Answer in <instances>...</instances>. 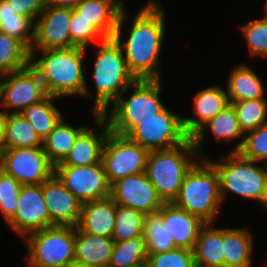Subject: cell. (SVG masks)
Wrapping results in <instances>:
<instances>
[{
    "label": "cell",
    "mask_w": 267,
    "mask_h": 267,
    "mask_svg": "<svg viewBox=\"0 0 267 267\" xmlns=\"http://www.w3.org/2000/svg\"><path fill=\"white\" fill-rule=\"evenodd\" d=\"M121 12L113 38L121 46L129 71L136 79H161L160 56L165 38V11L158 0H147L133 16L126 38L123 26L130 16ZM123 38L125 40H123Z\"/></svg>",
    "instance_id": "cell-1"
},
{
    "label": "cell",
    "mask_w": 267,
    "mask_h": 267,
    "mask_svg": "<svg viewBox=\"0 0 267 267\" xmlns=\"http://www.w3.org/2000/svg\"><path fill=\"white\" fill-rule=\"evenodd\" d=\"M86 48L31 50L30 66L38 73L47 95L57 98L82 96L85 80ZM41 55L40 59L35 54Z\"/></svg>",
    "instance_id": "cell-2"
},
{
    "label": "cell",
    "mask_w": 267,
    "mask_h": 267,
    "mask_svg": "<svg viewBox=\"0 0 267 267\" xmlns=\"http://www.w3.org/2000/svg\"><path fill=\"white\" fill-rule=\"evenodd\" d=\"M94 55L92 76L96 93L94 95L86 85L83 97H95L91 107L95 119L137 79L129 71L122 48L114 38L101 42Z\"/></svg>",
    "instance_id": "cell-3"
},
{
    "label": "cell",
    "mask_w": 267,
    "mask_h": 267,
    "mask_svg": "<svg viewBox=\"0 0 267 267\" xmlns=\"http://www.w3.org/2000/svg\"><path fill=\"white\" fill-rule=\"evenodd\" d=\"M162 83V79H137L132 83L101 115L110 131L125 136L136 123L160 112L165 107L160 98ZM128 89L132 93L125 99Z\"/></svg>",
    "instance_id": "cell-4"
},
{
    "label": "cell",
    "mask_w": 267,
    "mask_h": 267,
    "mask_svg": "<svg viewBox=\"0 0 267 267\" xmlns=\"http://www.w3.org/2000/svg\"><path fill=\"white\" fill-rule=\"evenodd\" d=\"M173 203L197 215L205 223L217 222L216 217L223 205L220 178L217 169L207 158H200L188 171Z\"/></svg>",
    "instance_id": "cell-5"
},
{
    "label": "cell",
    "mask_w": 267,
    "mask_h": 267,
    "mask_svg": "<svg viewBox=\"0 0 267 267\" xmlns=\"http://www.w3.org/2000/svg\"><path fill=\"white\" fill-rule=\"evenodd\" d=\"M199 159L191 138L174 148L149 151L145 173L164 203L177 198L185 175Z\"/></svg>",
    "instance_id": "cell-6"
},
{
    "label": "cell",
    "mask_w": 267,
    "mask_h": 267,
    "mask_svg": "<svg viewBox=\"0 0 267 267\" xmlns=\"http://www.w3.org/2000/svg\"><path fill=\"white\" fill-rule=\"evenodd\" d=\"M207 159L218 171L223 203L227 192H230L263 204L267 186V169L264 163L249 160L239 152H228L217 161Z\"/></svg>",
    "instance_id": "cell-7"
},
{
    "label": "cell",
    "mask_w": 267,
    "mask_h": 267,
    "mask_svg": "<svg viewBox=\"0 0 267 267\" xmlns=\"http://www.w3.org/2000/svg\"><path fill=\"white\" fill-rule=\"evenodd\" d=\"M27 267H67L75 256V226L54 225L23 237Z\"/></svg>",
    "instance_id": "cell-8"
},
{
    "label": "cell",
    "mask_w": 267,
    "mask_h": 267,
    "mask_svg": "<svg viewBox=\"0 0 267 267\" xmlns=\"http://www.w3.org/2000/svg\"><path fill=\"white\" fill-rule=\"evenodd\" d=\"M183 117L164 107L154 117L136 123L125 137L148 151L174 148L190 138L185 132Z\"/></svg>",
    "instance_id": "cell-9"
},
{
    "label": "cell",
    "mask_w": 267,
    "mask_h": 267,
    "mask_svg": "<svg viewBox=\"0 0 267 267\" xmlns=\"http://www.w3.org/2000/svg\"><path fill=\"white\" fill-rule=\"evenodd\" d=\"M149 151L128 137L109 132L102 151V164L110 185L146 171Z\"/></svg>",
    "instance_id": "cell-10"
},
{
    "label": "cell",
    "mask_w": 267,
    "mask_h": 267,
    "mask_svg": "<svg viewBox=\"0 0 267 267\" xmlns=\"http://www.w3.org/2000/svg\"><path fill=\"white\" fill-rule=\"evenodd\" d=\"M0 169L21 185H39L54 174V165L43 147L3 149Z\"/></svg>",
    "instance_id": "cell-11"
},
{
    "label": "cell",
    "mask_w": 267,
    "mask_h": 267,
    "mask_svg": "<svg viewBox=\"0 0 267 267\" xmlns=\"http://www.w3.org/2000/svg\"><path fill=\"white\" fill-rule=\"evenodd\" d=\"M46 96L38 73L30 65L0 76V108H5L9 114H19Z\"/></svg>",
    "instance_id": "cell-12"
},
{
    "label": "cell",
    "mask_w": 267,
    "mask_h": 267,
    "mask_svg": "<svg viewBox=\"0 0 267 267\" xmlns=\"http://www.w3.org/2000/svg\"><path fill=\"white\" fill-rule=\"evenodd\" d=\"M54 174L82 204L110 197L111 185L102 162L89 166L55 165Z\"/></svg>",
    "instance_id": "cell-13"
},
{
    "label": "cell",
    "mask_w": 267,
    "mask_h": 267,
    "mask_svg": "<svg viewBox=\"0 0 267 267\" xmlns=\"http://www.w3.org/2000/svg\"><path fill=\"white\" fill-rule=\"evenodd\" d=\"M20 237L55 224L50 220L42 184L22 185L14 215L5 223Z\"/></svg>",
    "instance_id": "cell-14"
},
{
    "label": "cell",
    "mask_w": 267,
    "mask_h": 267,
    "mask_svg": "<svg viewBox=\"0 0 267 267\" xmlns=\"http://www.w3.org/2000/svg\"><path fill=\"white\" fill-rule=\"evenodd\" d=\"M71 14L70 7L46 6L34 23V39L30 50L75 47L69 30Z\"/></svg>",
    "instance_id": "cell-15"
},
{
    "label": "cell",
    "mask_w": 267,
    "mask_h": 267,
    "mask_svg": "<svg viewBox=\"0 0 267 267\" xmlns=\"http://www.w3.org/2000/svg\"><path fill=\"white\" fill-rule=\"evenodd\" d=\"M115 204L133 208L145 215L157 213L165 204L145 172L132 174L111 185Z\"/></svg>",
    "instance_id": "cell-16"
},
{
    "label": "cell",
    "mask_w": 267,
    "mask_h": 267,
    "mask_svg": "<svg viewBox=\"0 0 267 267\" xmlns=\"http://www.w3.org/2000/svg\"><path fill=\"white\" fill-rule=\"evenodd\" d=\"M42 193L50 220L55 225L77 226L82 203L53 174L42 183Z\"/></svg>",
    "instance_id": "cell-17"
},
{
    "label": "cell",
    "mask_w": 267,
    "mask_h": 267,
    "mask_svg": "<svg viewBox=\"0 0 267 267\" xmlns=\"http://www.w3.org/2000/svg\"><path fill=\"white\" fill-rule=\"evenodd\" d=\"M94 121L93 129L86 127L76 138L69 154L57 165L89 166L101 163L103 146L110 129L101 115ZM98 128L100 133L95 132Z\"/></svg>",
    "instance_id": "cell-18"
},
{
    "label": "cell",
    "mask_w": 267,
    "mask_h": 267,
    "mask_svg": "<svg viewBox=\"0 0 267 267\" xmlns=\"http://www.w3.org/2000/svg\"><path fill=\"white\" fill-rule=\"evenodd\" d=\"M208 129L218 142L225 141L226 143H231L237 139L241 140L238 141L237 145L230 152H238L242 147L245 134L239 126L236 110L232 103L226 105L220 113L210 119L191 137L200 158H207L202 147L204 146L205 137L208 135Z\"/></svg>",
    "instance_id": "cell-19"
},
{
    "label": "cell",
    "mask_w": 267,
    "mask_h": 267,
    "mask_svg": "<svg viewBox=\"0 0 267 267\" xmlns=\"http://www.w3.org/2000/svg\"><path fill=\"white\" fill-rule=\"evenodd\" d=\"M158 213L173 236L175 247L193 250L199 232L206 223L174 203H165Z\"/></svg>",
    "instance_id": "cell-20"
},
{
    "label": "cell",
    "mask_w": 267,
    "mask_h": 267,
    "mask_svg": "<svg viewBox=\"0 0 267 267\" xmlns=\"http://www.w3.org/2000/svg\"><path fill=\"white\" fill-rule=\"evenodd\" d=\"M193 101L195 118L183 117V126L190 138L230 103L227 91L218 84L199 90Z\"/></svg>",
    "instance_id": "cell-21"
},
{
    "label": "cell",
    "mask_w": 267,
    "mask_h": 267,
    "mask_svg": "<svg viewBox=\"0 0 267 267\" xmlns=\"http://www.w3.org/2000/svg\"><path fill=\"white\" fill-rule=\"evenodd\" d=\"M125 7L123 0H81L74 9L109 39L113 38Z\"/></svg>",
    "instance_id": "cell-22"
},
{
    "label": "cell",
    "mask_w": 267,
    "mask_h": 267,
    "mask_svg": "<svg viewBox=\"0 0 267 267\" xmlns=\"http://www.w3.org/2000/svg\"><path fill=\"white\" fill-rule=\"evenodd\" d=\"M116 204L111 197L82 204L77 228L84 233L112 238Z\"/></svg>",
    "instance_id": "cell-23"
},
{
    "label": "cell",
    "mask_w": 267,
    "mask_h": 267,
    "mask_svg": "<svg viewBox=\"0 0 267 267\" xmlns=\"http://www.w3.org/2000/svg\"><path fill=\"white\" fill-rule=\"evenodd\" d=\"M227 77L226 91L229 102L266 98L262 80L247 63L234 66Z\"/></svg>",
    "instance_id": "cell-24"
},
{
    "label": "cell",
    "mask_w": 267,
    "mask_h": 267,
    "mask_svg": "<svg viewBox=\"0 0 267 267\" xmlns=\"http://www.w3.org/2000/svg\"><path fill=\"white\" fill-rule=\"evenodd\" d=\"M206 223L197 237L193 254L195 267H224L223 227Z\"/></svg>",
    "instance_id": "cell-25"
},
{
    "label": "cell",
    "mask_w": 267,
    "mask_h": 267,
    "mask_svg": "<svg viewBox=\"0 0 267 267\" xmlns=\"http://www.w3.org/2000/svg\"><path fill=\"white\" fill-rule=\"evenodd\" d=\"M114 244L112 238L84 233L75 226L74 261L108 267Z\"/></svg>",
    "instance_id": "cell-26"
},
{
    "label": "cell",
    "mask_w": 267,
    "mask_h": 267,
    "mask_svg": "<svg viewBox=\"0 0 267 267\" xmlns=\"http://www.w3.org/2000/svg\"><path fill=\"white\" fill-rule=\"evenodd\" d=\"M245 227H223L224 267H252V233Z\"/></svg>",
    "instance_id": "cell-27"
},
{
    "label": "cell",
    "mask_w": 267,
    "mask_h": 267,
    "mask_svg": "<svg viewBox=\"0 0 267 267\" xmlns=\"http://www.w3.org/2000/svg\"><path fill=\"white\" fill-rule=\"evenodd\" d=\"M62 118L50 134L43 140V150L49 161L55 166L69 154L78 135L86 128L85 125L75 127Z\"/></svg>",
    "instance_id": "cell-28"
},
{
    "label": "cell",
    "mask_w": 267,
    "mask_h": 267,
    "mask_svg": "<svg viewBox=\"0 0 267 267\" xmlns=\"http://www.w3.org/2000/svg\"><path fill=\"white\" fill-rule=\"evenodd\" d=\"M59 98L47 95L40 102L30 105L21 114L33 125L43 141L63 118L62 112L55 106Z\"/></svg>",
    "instance_id": "cell-29"
},
{
    "label": "cell",
    "mask_w": 267,
    "mask_h": 267,
    "mask_svg": "<svg viewBox=\"0 0 267 267\" xmlns=\"http://www.w3.org/2000/svg\"><path fill=\"white\" fill-rule=\"evenodd\" d=\"M31 50L20 39L0 31V76L27 68Z\"/></svg>",
    "instance_id": "cell-30"
},
{
    "label": "cell",
    "mask_w": 267,
    "mask_h": 267,
    "mask_svg": "<svg viewBox=\"0 0 267 267\" xmlns=\"http://www.w3.org/2000/svg\"><path fill=\"white\" fill-rule=\"evenodd\" d=\"M43 141L33 125L21 114H9L3 149L42 147Z\"/></svg>",
    "instance_id": "cell-31"
},
{
    "label": "cell",
    "mask_w": 267,
    "mask_h": 267,
    "mask_svg": "<svg viewBox=\"0 0 267 267\" xmlns=\"http://www.w3.org/2000/svg\"><path fill=\"white\" fill-rule=\"evenodd\" d=\"M142 236L145 240L147 254L162 253L176 248L173 236L169 233L158 212L145 215Z\"/></svg>",
    "instance_id": "cell-32"
},
{
    "label": "cell",
    "mask_w": 267,
    "mask_h": 267,
    "mask_svg": "<svg viewBox=\"0 0 267 267\" xmlns=\"http://www.w3.org/2000/svg\"><path fill=\"white\" fill-rule=\"evenodd\" d=\"M0 31L17 37L31 48L34 39V23L17 14L5 0H0Z\"/></svg>",
    "instance_id": "cell-33"
},
{
    "label": "cell",
    "mask_w": 267,
    "mask_h": 267,
    "mask_svg": "<svg viewBox=\"0 0 267 267\" xmlns=\"http://www.w3.org/2000/svg\"><path fill=\"white\" fill-rule=\"evenodd\" d=\"M143 236L115 242L108 267H136L147 263Z\"/></svg>",
    "instance_id": "cell-34"
},
{
    "label": "cell",
    "mask_w": 267,
    "mask_h": 267,
    "mask_svg": "<svg viewBox=\"0 0 267 267\" xmlns=\"http://www.w3.org/2000/svg\"><path fill=\"white\" fill-rule=\"evenodd\" d=\"M144 217L143 212L116 204L115 226L112 234L114 242L142 236Z\"/></svg>",
    "instance_id": "cell-35"
},
{
    "label": "cell",
    "mask_w": 267,
    "mask_h": 267,
    "mask_svg": "<svg viewBox=\"0 0 267 267\" xmlns=\"http://www.w3.org/2000/svg\"><path fill=\"white\" fill-rule=\"evenodd\" d=\"M230 103L236 110L237 120L244 134L267 122V98Z\"/></svg>",
    "instance_id": "cell-36"
},
{
    "label": "cell",
    "mask_w": 267,
    "mask_h": 267,
    "mask_svg": "<svg viewBox=\"0 0 267 267\" xmlns=\"http://www.w3.org/2000/svg\"><path fill=\"white\" fill-rule=\"evenodd\" d=\"M241 32L252 57H267V15L241 25Z\"/></svg>",
    "instance_id": "cell-37"
},
{
    "label": "cell",
    "mask_w": 267,
    "mask_h": 267,
    "mask_svg": "<svg viewBox=\"0 0 267 267\" xmlns=\"http://www.w3.org/2000/svg\"><path fill=\"white\" fill-rule=\"evenodd\" d=\"M69 30L72 43L75 46L86 49L90 44H99L106 39L89 21L82 18L81 14L74 8H72Z\"/></svg>",
    "instance_id": "cell-38"
},
{
    "label": "cell",
    "mask_w": 267,
    "mask_h": 267,
    "mask_svg": "<svg viewBox=\"0 0 267 267\" xmlns=\"http://www.w3.org/2000/svg\"><path fill=\"white\" fill-rule=\"evenodd\" d=\"M238 152L245 158L265 163L267 160V122L255 130L245 133L244 142Z\"/></svg>",
    "instance_id": "cell-39"
},
{
    "label": "cell",
    "mask_w": 267,
    "mask_h": 267,
    "mask_svg": "<svg viewBox=\"0 0 267 267\" xmlns=\"http://www.w3.org/2000/svg\"><path fill=\"white\" fill-rule=\"evenodd\" d=\"M22 185L0 169V213L6 223L15 213Z\"/></svg>",
    "instance_id": "cell-40"
},
{
    "label": "cell",
    "mask_w": 267,
    "mask_h": 267,
    "mask_svg": "<svg viewBox=\"0 0 267 267\" xmlns=\"http://www.w3.org/2000/svg\"><path fill=\"white\" fill-rule=\"evenodd\" d=\"M147 255L148 267H195L193 250L174 248L170 251Z\"/></svg>",
    "instance_id": "cell-41"
},
{
    "label": "cell",
    "mask_w": 267,
    "mask_h": 267,
    "mask_svg": "<svg viewBox=\"0 0 267 267\" xmlns=\"http://www.w3.org/2000/svg\"><path fill=\"white\" fill-rule=\"evenodd\" d=\"M19 15L30 19L33 23L46 8L45 0H5Z\"/></svg>",
    "instance_id": "cell-42"
},
{
    "label": "cell",
    "mask_w": 267,
    "mask_h": 267,
    "mask_svg": "<svg viewBox=\"0 0 267 267\" xmlns=\"http://www.w3.org/2000/svg\"><path fill=\"white\" fill-rule=\"evenodd\" d=\"M9 113L4 108L0 110V152L3 150L4 136H5V127L8 119Z\"/></svg>",
    "instance_id": "cell-43"
},
{
    "label": "cell",
    "mask_w": 267,
    "mask_h": 267,
    "mask_svg": "<svg viewBox=\"0 0 267 267\" xmlns=\"http://www.w3.org/2000/svg\"><path fill=\"white\" fill-rule=\"evenodd\" d=\"M81 0H45L46 6L74 8Z\"/></svg>",
    "instance_id": "cell-44"
},
{
    "label": "cell",
    "mask_w": 267,
    "mask_h": 267,
    "mask_svg": "<svg viewBox=\"0 0 267 267\" xmlns=\"http://www.w3.org/2000/svg\"><path fill=\"white\" fill-rule=\"evenodd\" d=\"M67 267H101L97 265H90V264H83L79 263L77 261H73L71 264H69Z\"/></svg>",
    "instance_id": "cell-45"
},
{
    "label": "cell",
    "mask_w": 267,
    "mask_h": 267,
    "mask_svg": "<svg viewBox=\"0 0 267 267\" xmlns=\"http://www.w3.org/2000/svg\"><path fill=\"white\" fill-rule=\"evenodd\" d=\"M262 205L265 208V210L267 211V186H266V195H265V198H264Z\"/></svg>",
    "instance_id": "cell-46"
},
{
    "label": "cell",
    "mask_w": 267,
    "mask_h": 267,
    "mask_svg": "<svg viewBox=\"0 0 267 267\" xmlns=\"http://www.w3.org/2000/svg\"><path fill=\"white\" fill-rule=\"evenodd\" d=\"M264 7V14H266L267 15V0H265V2H264V5H263Z\"/></svg>",
    "instance_id": "cell-47"
},
{
    "label": "cell",
    "mask_w": 267,
    "mask_h": 267,
    "mask_svg": "<svg viewBox=\"0 0 267 267\" xmlns=\"http://www.w3.org/2000/svg\"><path fill=\"white\" fill-rule=\"evenodd\" d=\"M136 267H148V265H147V263H146V264L139 265V266H136Z\"/></svg>",
    "instance_id": "cell-48"
},
{
    "label": "cell",
    "mask_w": 267,
    "mask_h": 267,
    "mask_svg": "<svg viewBox=\"0 0 267 267\" xmlns=\"http://www.w3.org/2000/svg\"><path fill=\"white\" fill-rule=\"evenodd\" d=\"M264 165H265V168L267 169V160H266V162L264 163Z\"/></svg>",
    "instance_id": "cell-49"
}]
</instances>
